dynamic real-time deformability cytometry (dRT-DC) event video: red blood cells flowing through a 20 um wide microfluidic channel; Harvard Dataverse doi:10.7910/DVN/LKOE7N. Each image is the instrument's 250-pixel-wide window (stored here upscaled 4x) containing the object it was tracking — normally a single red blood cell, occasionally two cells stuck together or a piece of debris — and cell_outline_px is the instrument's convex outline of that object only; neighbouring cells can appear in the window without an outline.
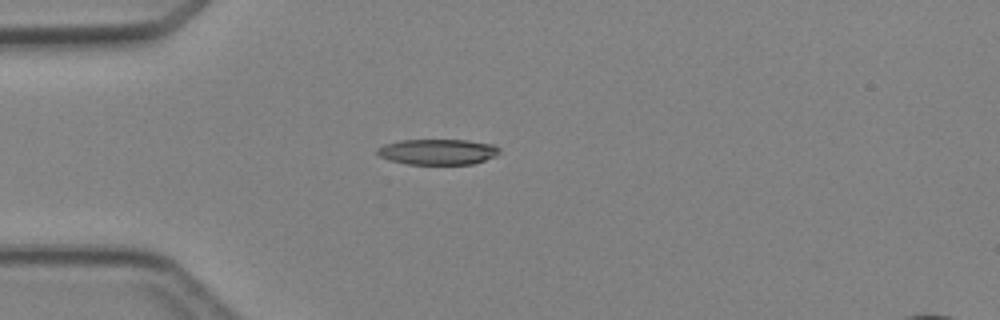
{"species": "Egyptian fruit bat (a non-hibernating species)", "species_latin": "Rousettus aegyptiacus", "temperature_condition": "cold", "stored_images_in_passage": 4, "camera_frame_rate_fps": 3000, "um_per_image_px": 0.085, "animal": {"sex": "female"}, "frame": {"image": 1, "passage_image": 3, "time_ms": 2.333, "image_size_px": [1000, 320], "cell_outline_px": [[500, 152], [496, 156], [472, 164], [408, 164], [388, 160], [380, 156], [376, 152], [376, 148], [384, 144], [400, 140], [468, 140], [492, 144], [500, 148]], "centroid_in_image_um": [37.19, 12.9], "position_along_channel_um": 47.8, "area_um2": 18.32}}